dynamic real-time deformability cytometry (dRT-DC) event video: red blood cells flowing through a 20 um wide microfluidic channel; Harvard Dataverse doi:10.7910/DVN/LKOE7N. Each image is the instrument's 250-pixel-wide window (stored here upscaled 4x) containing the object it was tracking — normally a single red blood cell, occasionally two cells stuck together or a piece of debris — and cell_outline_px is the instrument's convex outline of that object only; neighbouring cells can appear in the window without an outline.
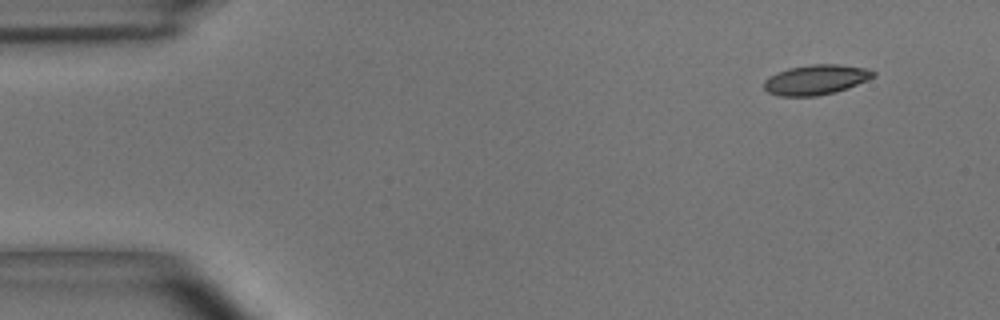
{"species": "common noctule bat (a hibernating species)", "species_latin": "Nyctalus noctula", "temperature_condition": "room temperature", "stored_images_in_passage": 51, "camera_frame_rate_fps": 3000, "um_per_image_px": 0.085, "animal": {"sex": "male", "body_mass_g": 15.6}, "frame": {"image": 1, "passage_image": 1, "time_ms": 0.0, "image_size_px": [1000, 320], "cell_outline_px": [[876, 76], [868, 80], [836, 92], [816, 96], [780, 96], [768, 92], [764, 88], [764, 80], [768, 76], [776, 72], [788, 68], [812, 64], [840, 64], [868, 68], [876, 72]], "centroid_in_image_um": [69.36, 6.76], "position_along_channel_um": 15.6, "area_um2": 19.31}}
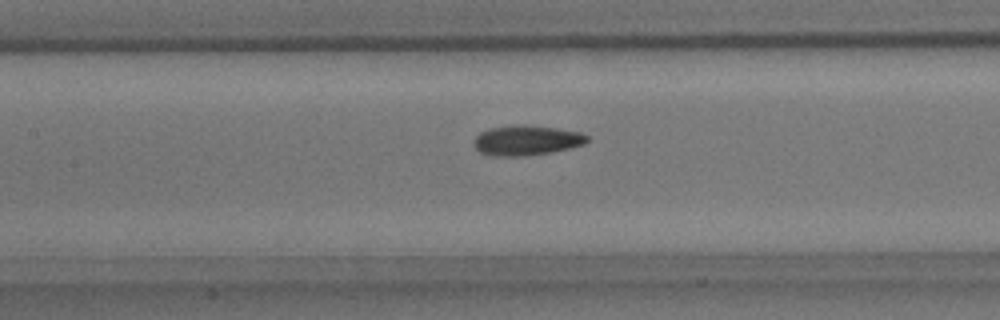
{"frame": {"image": 2, "passage_image": 21, "time_ms": 6.667, "image_size_px": [1000, 320], "cell_outline_px": [[592, 140], [584, 144], [568, 148], [548, 152], [524, 156], [492, 156], [480, 152], [472, 144], [476, 136], [480, 132], [488, 128], [512, 124], [516, 124], [556, 128], [580, 132], [588, 136]], "centroid_in_image_um": [44.73, 11.92], "position_along_channel_um": 162.7, "area_um2": 19.88}}
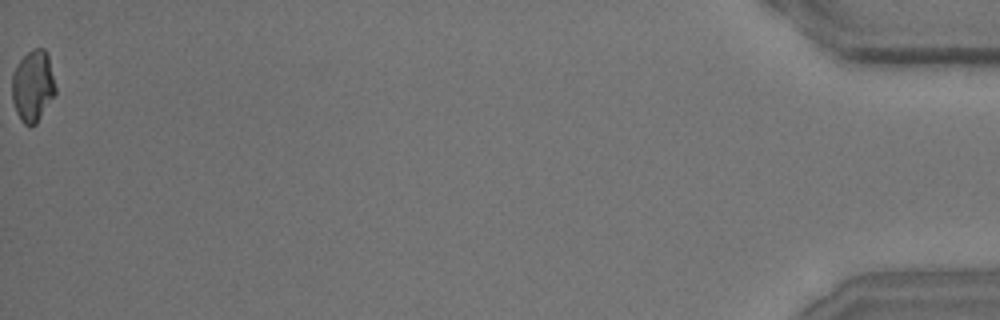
{"frame": {"image": 3, "passage_image": 51, "time_ms": 16.667, "image_size_px": [1000, 320], "cell_outline_px": [[56, 92], [36, 124], [28, 128], [20, 120], [16, 112], [12, 100], [12, 72], [16, 64], [32, 48], [44, 48], [48, 52], [56, 88]], "centroid_in_image_um": [2.78, 7.3], "position_along_channel_um": 432.4, "area_um2": 18.38}, "authors_computed_cell_mechanics": {"area_um2": 19.0162, "velocity_mm_per_s": 3.6659, "shape_relaxation_time_tau1_ms": 7.7163, "shape_relaxation_time_tau2_ms": 2.3136, "deformation_change_tau1": 0.1949, "deformation_change_tau2": 0.0879}}